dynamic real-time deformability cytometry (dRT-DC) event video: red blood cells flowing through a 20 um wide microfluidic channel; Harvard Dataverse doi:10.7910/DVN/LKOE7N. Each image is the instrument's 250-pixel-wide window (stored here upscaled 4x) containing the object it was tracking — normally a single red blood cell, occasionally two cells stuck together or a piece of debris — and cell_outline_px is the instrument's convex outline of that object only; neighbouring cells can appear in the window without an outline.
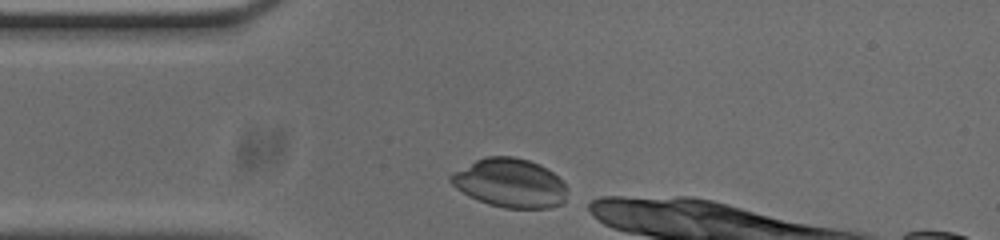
{"species": "common noctule bat (a hibernating species)", "species_latin": "Nyctalus noctula", "temperature_condition": "cold", "stored_images_in_passage": 10, "camera_frame_rate_fps": 3000, "um_per_image_px": 0.085, "animal": {"sex": "male", "body_mass_g": 20.0, "forearm_length_mm": 53.3}, "frame": {"image": 1, "passage_image": 1, "time_ms": 0.0, "image_size_px": [1000, 240], "cell_outline_px": [[568, 188], [564, 204], [548, 208], [504, 208], [488, 204], [468, 196], [456, 188], [448, 180], [448, 176], [452, 172], [484, 156], [512, 156], [528, 160], [540, 164], [552, 172]], "centroid_in_image_um": [43.33, 15.56], "position_along_channel_um": 41.7, "area_um2": 33.41}}
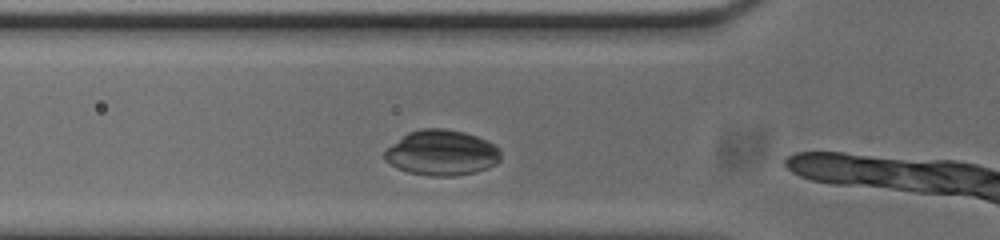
{"frame": {"image": 2, "passage_image": 6, "time_ms": 1.667, "image_size_px": [1000, 240], "cell_outline_px": [[500, 160], [496, 164], [488, 168], [476, 172], [452, 176], [428, 176], [408, 172], [396, 168], [384, 160], [384, 152], [388, 148], [408, 132], [420, 128], [444, 128], [464, 132], [476, 136], [500, 148]], "centroid_in_image_um": [37.54, 12.99], "position_along_channel_um": 88.3, "area_um2": 30.75}}
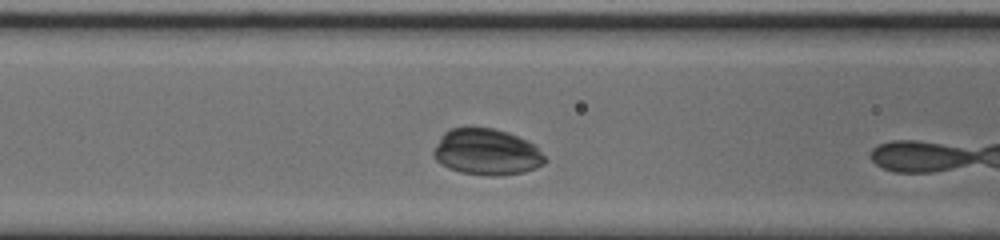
{"frame": {"image": 3, "passage_image": 9, "time_ms": 2.667, "image_size_px": [1000, 240], "cell_outline_px": [[544, 164], [536, 168], [524, 172], [492, 176], [488, 176], [460, 172], [448, 168], [440, 164], [432, 156], [432, 152], [440, 136], [444, 132], [452, 128], [492, 128], [508, 132], [532, 144], [544, 156]], "centroid_in_image_um": [41.3, 12.93], "position_along_channel_um": 125.3, "area_um2": 29.77}}